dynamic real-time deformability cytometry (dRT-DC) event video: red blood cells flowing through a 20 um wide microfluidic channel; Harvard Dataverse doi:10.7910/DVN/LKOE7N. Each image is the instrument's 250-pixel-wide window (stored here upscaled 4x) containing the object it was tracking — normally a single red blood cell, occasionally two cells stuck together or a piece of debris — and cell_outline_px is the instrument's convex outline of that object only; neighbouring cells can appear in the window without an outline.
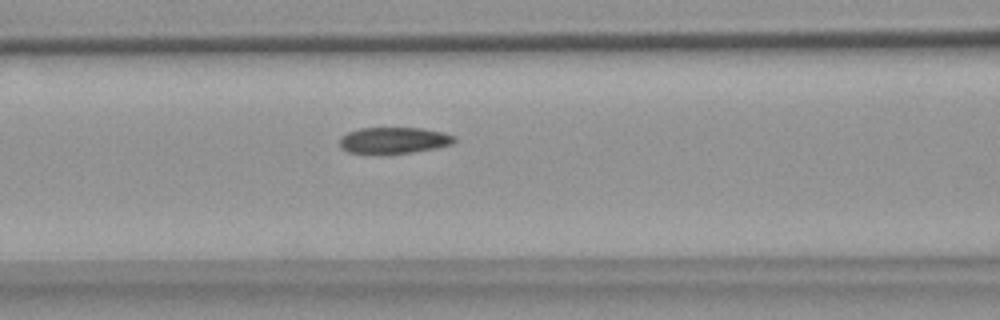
{"species": "common noctule bat (a hibernating species)", "species_latin": "Nyctalus noctula", "temperature_condition": "warm", "stored_images_in_passage": 41, "camera_frame_rate_fps": 3000, "um_per_image_px": 0.085, "animal": {"sex": "female", "body_mass_g": 18.4}, "frame": {"image": 1, "passage_image": 11, "time_ms": 3.333, "image_size_px": [1000, 320], "cell_outline_px": [[456, 140], [452, 144], [436, 148], [412, 152], [384, 156], [376, 156], [348, 152], [340, 148], [340, 136], [348, 132], [360, 128], [424, 128], [444, 132], [456, 136]], "centroid_in_image_um": [33.44, 11.96], "position_along_channel_um": 133.2, "area_um2": 18.38}}
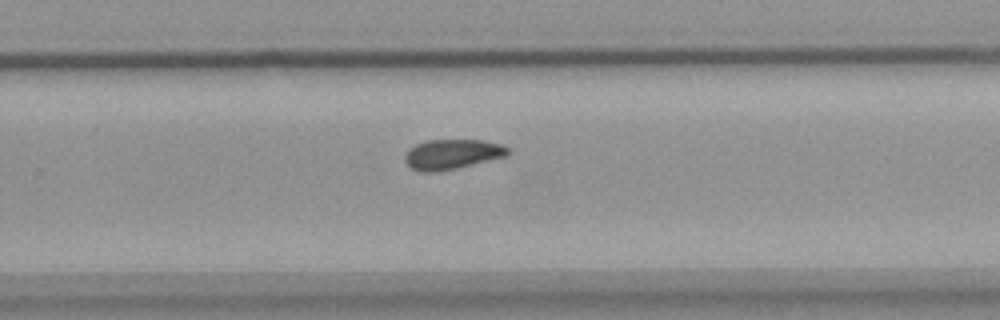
{"frame": {"image": 2, "passage_image": 24, "time_ms": 7.667, "image_size_px": [1000, 320], "cell_outline_px": [[512, 152], [508, 156], [440, 172], [420, 172], [408, 168], [404, 160], [404, 156], [408, 148], [416, 144], [428, 140], [484, 140], [500, 144], [508, 148]], "centroid_in_image_um": [38.41, 13.12], "position_along_channel_um": 291.4, "area_um2": 18.38}}
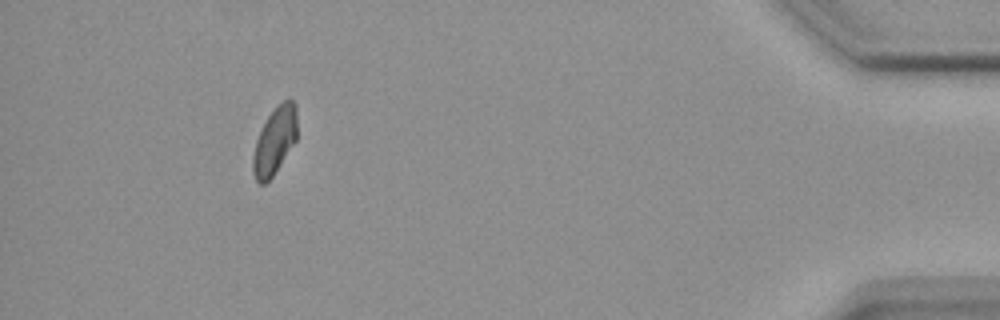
{"frame": {"image": 3, "passage_image": 39, "time_ms": 12.667, "image_size_px": [1000, 320], "cell_outline_px": [[296, 140], [272, 176], [264, 184], [260, 184], [256, 180], [252, 172], [252, 156], [256, 140], [268, 116], [288, 96], [296, 104]], "centroid_in_image_um": [23.34, 11.97], "position_along_channel_um": 411.9, "area_um2": 16.99}, "authors_computed_cell_mechanics": {"area_um2": 18.3804, "velocity_mm_per_s": 3.6705, "shape_relaxation_time_tau1_ms": null, "shape_relaxation_time_tau2_ms": 9.4321, "deformation_change_tau1": null, "deformation_change_tau2": 0.1192}}